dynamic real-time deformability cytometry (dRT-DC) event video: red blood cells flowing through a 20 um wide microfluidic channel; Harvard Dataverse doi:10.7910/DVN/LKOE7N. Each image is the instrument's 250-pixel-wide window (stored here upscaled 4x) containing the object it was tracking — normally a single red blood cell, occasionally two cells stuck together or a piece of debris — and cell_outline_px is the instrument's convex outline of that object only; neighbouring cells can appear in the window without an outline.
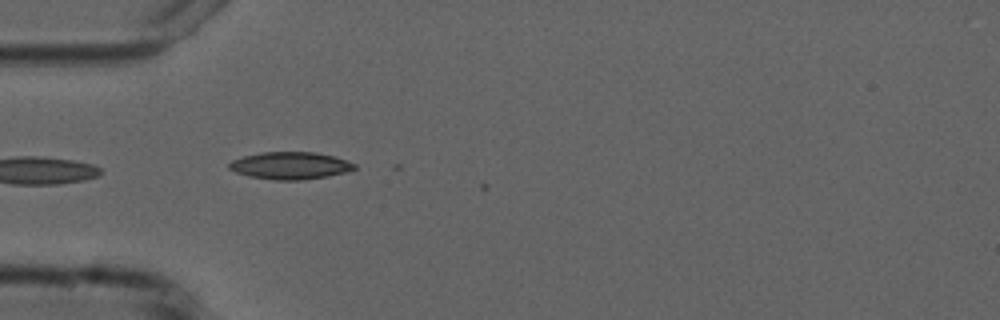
{"species": "common noctule bat (a hibernating species)", "species_latin": "Nyctalus noctula", "temperature_condition": "cold", "stored_images_in_passage": 7, "camera_frame_rate_fps": 3000, "um_per_image_px": 0.085, "animal": {"sex": "male", "forearm_length_mm": 52.5}, "frame": {"image": 1, "passage_image": 5, "time_ms": 6.0, "image_size_px": [1000, 320], "cell_outline_px": [[356, 168], [344, 172], [328, 176], [300, 180], [276, 180], [248, 176], [236, 172], [228, 168], [228, 164], [232, 160], [244, 156], [260, 152], [316, 152], [332, 156], [356, 164]], "centroid_in_image_um": [24.63, 14.07], "position_along_channel_um": 60.4, "area_um2": 19.77}}